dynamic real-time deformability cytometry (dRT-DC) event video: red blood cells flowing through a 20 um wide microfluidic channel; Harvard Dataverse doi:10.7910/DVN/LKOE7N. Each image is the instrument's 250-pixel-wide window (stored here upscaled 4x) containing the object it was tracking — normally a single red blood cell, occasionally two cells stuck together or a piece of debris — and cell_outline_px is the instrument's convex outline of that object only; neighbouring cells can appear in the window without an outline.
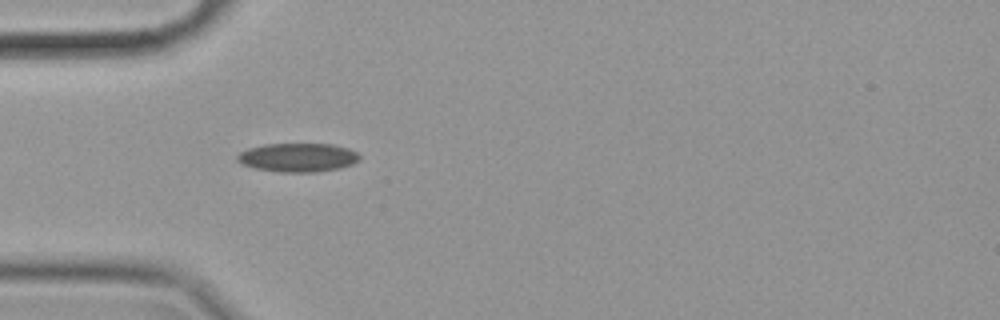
{"species": "common noctule bat (a hibernating species)", "species_latin": "Nyctalus noctula", "temperature_condition": "cold", "stored_images_in_passage": 42, "camera_frame_rate_fps": 3000, "um_per_image_px": 0.085, "animal": {"sex": "female", "body_mass_g": 19.9}, "frame": {"image": 1, "passage_image": 1, "time_ms": 0.0, "image_size_px": [1000, 320], "cell_outline_px": [[360, 160], [352, 164], [340, 168], [316, 172], [280, 172], [256, 168], [244, 164], [236, 160], [236, 156], [240, 152], [248, 148], [264, 144], [332, 144], [348, 148], [356, 152], [360, 156]], "centroid_in_image_um": [25.33, 13.38], "position_along_channel_um": 59.7, "area_um2": 20.46}}
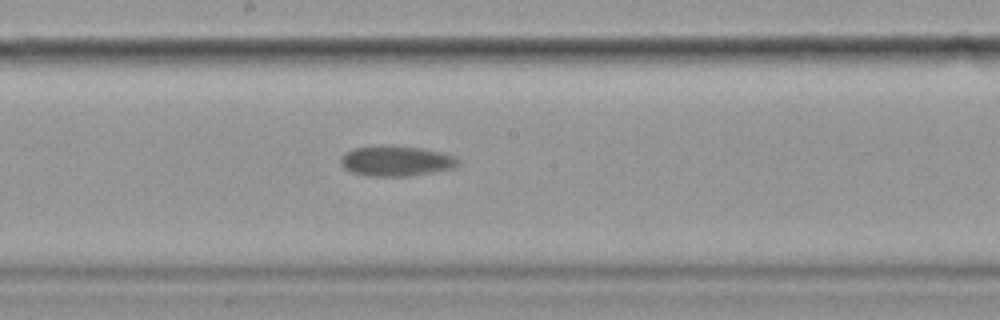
{"frame": {"image": 2, "passage_image": 15, "time_ms": 4.667, "image_size_px": [1000, 320], "cell_outline_px": [[460, 164], [452, 168], [412, 176], [368, 176], [352, 172], [344, 168], [340, 164], [340, 156], [344, 152], [352, 148], [388, 144], [392, 144], [424, 148], [456, 156], [460, 160]], "centroid_in_image_um": [33.65, 13.66], "position_along_channel_um": 214.5, "area_um2": 21.27}}
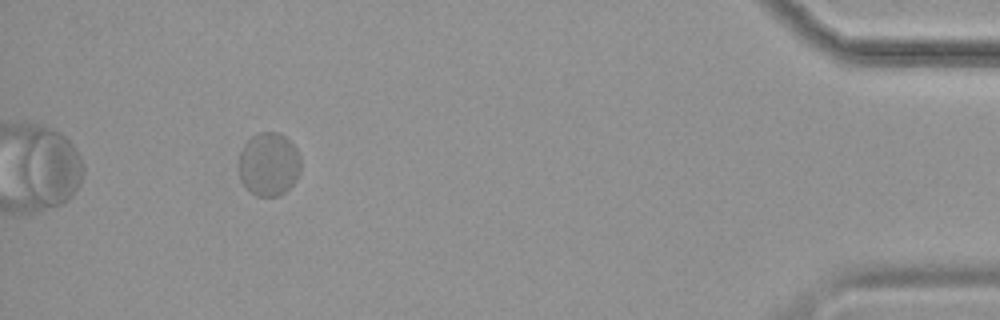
{"frame": {"image": 3, "passage_image": 38, "time_ms": 12.333, "image_size_px": [1000, 320], "cell_outline_px": [[300, 172], [296, 180], [280, 196], [256, 196], [240, 180], [236, 164], [240, 152], [244, 144], [252, 136], [260, 132], [280, 132], [296, 148], [300, 156]], "centroid_in_image_um": [22.82, 13.95], "position_along_channel_um": 412.4, "area_um2": 23.18}}